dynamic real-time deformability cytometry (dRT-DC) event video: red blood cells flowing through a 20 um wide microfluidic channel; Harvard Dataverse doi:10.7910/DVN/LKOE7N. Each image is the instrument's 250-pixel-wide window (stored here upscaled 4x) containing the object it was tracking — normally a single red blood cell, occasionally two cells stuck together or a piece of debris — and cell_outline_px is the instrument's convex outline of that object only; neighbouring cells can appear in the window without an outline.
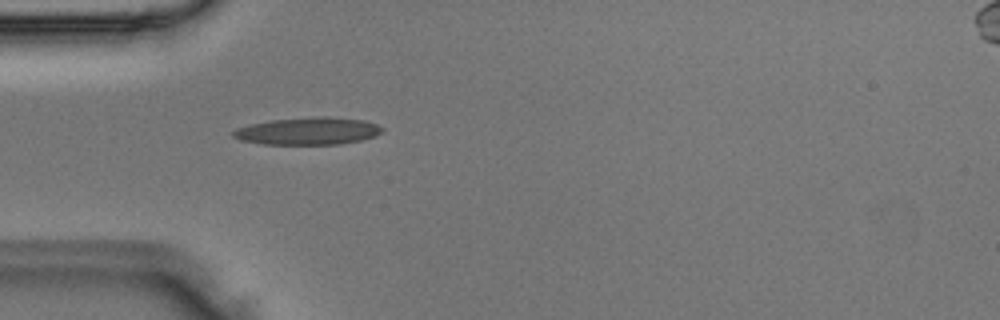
{"species": "Egyptian fruit bat (a non-hibernating species)", "species_latin": "Rousettus aegyptiacus", "temperature_condition": "room temperature", "stored_images_in_passage": 31, "camera_frame_rate_fps": 3000, "um_per_image_px": 0.085, "animal": {"sex": "male"}, "frame": {"image": 1, "passage_image": 1, "time_ms": 0.0, "image_size_px": [1000, 320], "cell_outline_px": [[384, 128], [376, 136], [360, 140], [340, 144], [264, 144], [240, 140], [232, 136], [232, 132], [236, 128], [252, 124], [272, 120], [324, 116], [328, 116], [364, 120], [376, 124]], "centroid_in_image_um": [26.19, 11.14], "position_along_channel_um": 58.8, "area_um2": 23.58}}
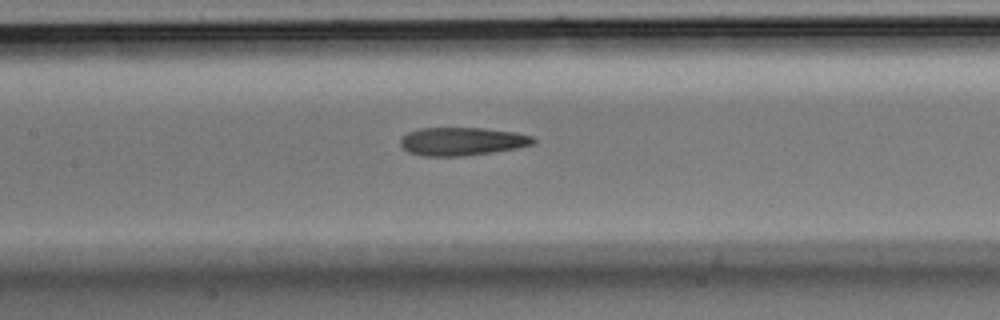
{"frame": {"image": 2, "passage_image": 9, "time_ms": 2.667, "image_size_px": [1000, 320], "cell_outline_px": [[536, 144], [516, 148], [492, 152], [460, 156], [424, 156], [408, 152], [400, 144], [400, 140], [408, 132], [420, 128], [484, 128], [516, 132], [532, 136], [536, 140]], "centroid_in_image_um": [39.3, 12.01], "position_along_channel_um": 168.1, "area_um2": 21.79}}
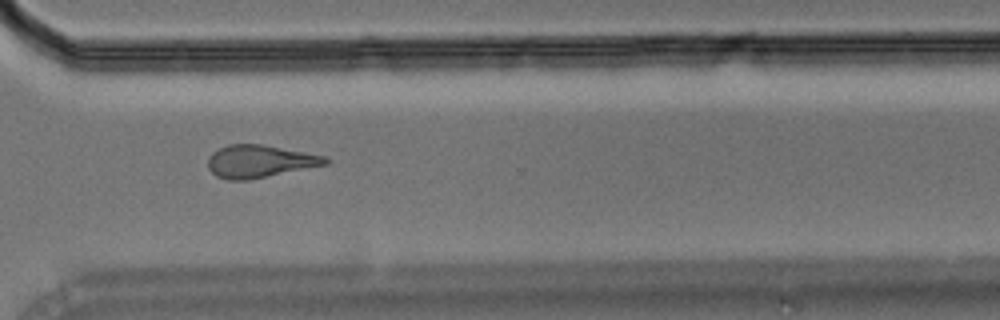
{"frame": {"image": 3, "passage_image": 22, "time_ms": 7.0, "image_size_px": [1000, 320], "cell_outline_px": [[332, 160], [328, 164], [248, 180], [228, 180], [216, 176], [208, 168], [208, 156], [212, 152], [228, 144], [260, 144], [304, 152], [324, 156]], "centroid_in_image_um": [22.05, 13.71], "position_along_channel_um": 348.5, "area_um2": 22.2}}